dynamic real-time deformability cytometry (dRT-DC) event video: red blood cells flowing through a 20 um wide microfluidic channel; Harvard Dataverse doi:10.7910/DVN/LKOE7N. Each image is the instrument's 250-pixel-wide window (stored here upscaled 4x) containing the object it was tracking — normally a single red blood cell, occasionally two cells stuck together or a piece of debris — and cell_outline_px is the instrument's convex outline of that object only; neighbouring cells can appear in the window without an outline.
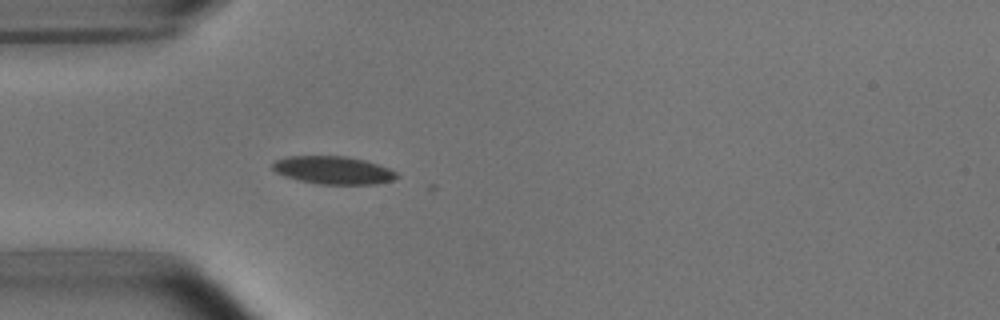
{"species": "common noctule bat (a hibernating species)", "species_latin": "Nyctalus noctula", "temperature_condition": "room temperature", "stored_images_in_passage": 1, "camera_frame_rate_fps": 3000, "um_per_image_px": 0.085, "animal": {"sex": "male", "body_mass_g": 15.6}, "frame": {"image": 1, "passage_image": 1, "time_ms": 0.0, "image_size_px": [1000, 320], "cell_outline_px": [[400, 176], [392, 180], [376, 184], [320, 184], [300, 180], [276, 172], [272, 168], [272, 164], [276, 160], [288, 156], [344, 156], [364, 160], [388, 168], [396, 172]], "centroid_in_image_um": [28.34, 14.46], "position_along_channel_um": 56.7, "area_um2": 19.88}}